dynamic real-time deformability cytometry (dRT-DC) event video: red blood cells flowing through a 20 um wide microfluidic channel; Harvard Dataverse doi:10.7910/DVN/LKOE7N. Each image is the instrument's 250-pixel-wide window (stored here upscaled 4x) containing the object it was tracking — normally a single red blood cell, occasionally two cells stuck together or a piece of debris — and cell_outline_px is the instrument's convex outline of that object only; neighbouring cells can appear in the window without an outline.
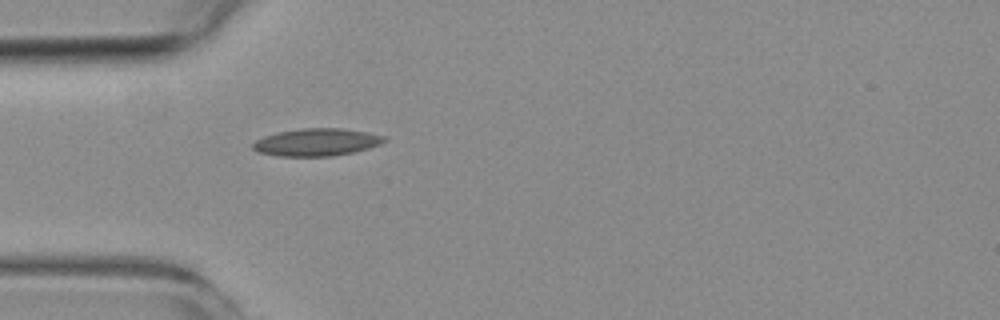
{"species": "common noctule bat (a hibernating species)", "species_latin": "Nyctalus noctula", "temperature_condition": "room temperature", "stored_images_in_passage": 1, "camera_frame_rate_fps": 3000, "um_per_image_px": 0.085, "animal": {"sex": "female", "body_mass_g": 19.3, "forearm_length_mm": 54.1}, "frame": {"image": 1, "passage_image": 1, "time_ms": 0.0, "image_size_px": [1000, 320], "cell_outline_px": [[388, 140], [380, 144], [368, 148], [352, 152], [332, 156], [280, 156], [256, 152], [252, 148], [252, 144], [256, 140], [264, 136], [276, 132], [300, 128], [340, 128], [368, 132], [384, 136]], "centroid_in_image_um": [26.89, 12.08], "position_along_channel_um": 58.1, "area_um2": 21.1}}